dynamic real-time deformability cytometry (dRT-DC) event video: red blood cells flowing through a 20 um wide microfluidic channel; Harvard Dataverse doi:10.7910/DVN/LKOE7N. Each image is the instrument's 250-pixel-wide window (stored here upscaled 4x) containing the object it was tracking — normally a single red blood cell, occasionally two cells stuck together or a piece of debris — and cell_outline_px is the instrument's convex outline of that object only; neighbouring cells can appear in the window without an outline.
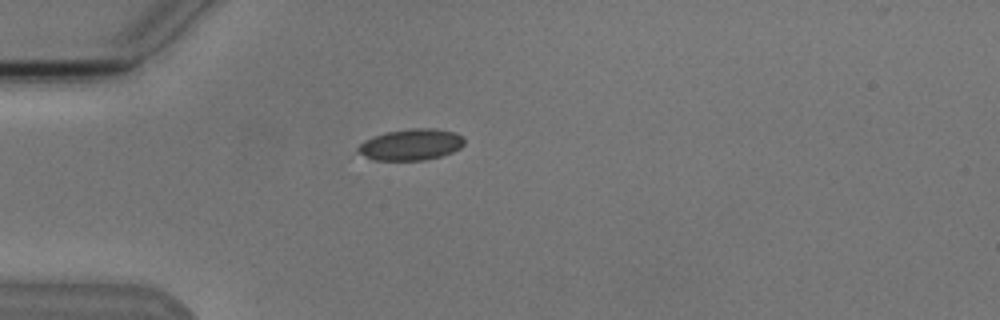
{"species": "Egyptian fruit bat (a non-hibernating species)", "species_latin": "Rousettus aegyptiacus", "temperature_condition": "cold", "stored_images_in_passage": 2, "camera_frame_rate_fps": 3000, "um_per_image_px": 0.085, "animal": {"sex": "male"}, "frame": {"image": 1, "passage_image": 1, "time_ms": 0.0, "image_size_px": [1000, 320], "cell_outline_px": [[464, 144], [460, 148], [452, 152], [440, 156], [424, 160], [372, 160], [356, 152], [356, 148], [364, 140], [384, 132], [412, 128], [432, 128], [452, 132], [460, 136], [464, 140]], "centroid_in_image_um": [34.87, 12.29], "position_along_channel_um": 50.1, "area_um2": 19.36}}